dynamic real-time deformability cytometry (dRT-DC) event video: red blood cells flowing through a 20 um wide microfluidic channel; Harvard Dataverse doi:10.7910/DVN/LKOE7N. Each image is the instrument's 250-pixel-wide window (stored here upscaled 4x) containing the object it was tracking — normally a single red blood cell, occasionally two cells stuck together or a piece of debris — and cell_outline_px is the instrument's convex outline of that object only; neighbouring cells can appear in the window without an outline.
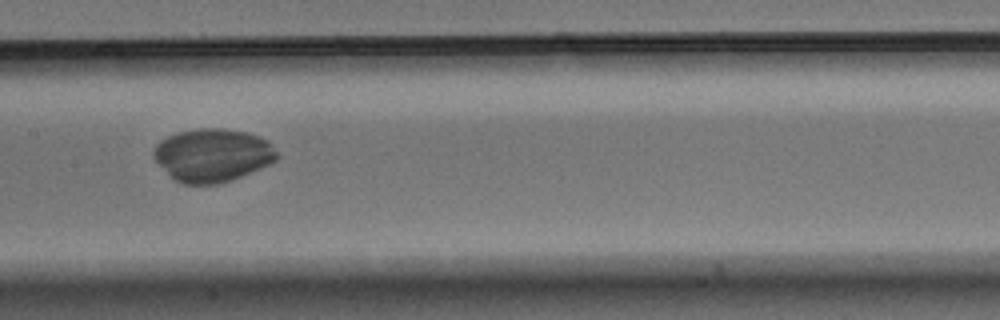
{"species": "Egyptian fruit bat (a non-hibernating species)", "species_latin": "Rousettus aegyptiacus", "temperature_condition": "warm", "stored_images_in_passage": 49, "camera_frame_rate_fps": 3000, "um_per_image_px": 0.085, "animal": {"sex": "male"}, "frame": {"image": 1, "passage_image": 22, "time_ms": 7.0, "image_size_px": [1000, 320], "cell_outline_px": [[280, 156], [276, 160], [260, 168], [232, 180], [220, 184], [180, 184], [152, 156], [152, 152], [156, 144], [160, 140], [176, 132], [200, 128], [224, 128], [244, 132], [260, 136], [268, 140]], "centroid_in_image_um": [18.08, 13.18], "position_along_channel_um": 189.3, "area_um2": 38.15}}
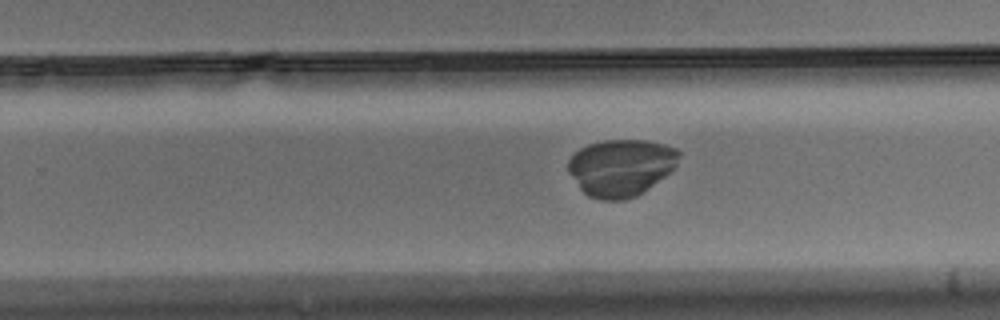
{"frame": {"image": 2, "passage_image": 29, "time_ms": 9.333, "image_size_px": [1000, 320], "cell_outline_px": [[680, 156], [676, 168], [648, 188], [636, 196], [624, 200], [600, 200], [588, 196], [580, 188], [568, 172], [568, 160], [580, 148], [588, 144], [604, 140], [648, 140], [664, 144], [676, 148], [680, 152]], "centroid_in_image_um": [52.8, 14.23], "position_along_channel_um": 277.0, "area_um2": 36.93}}
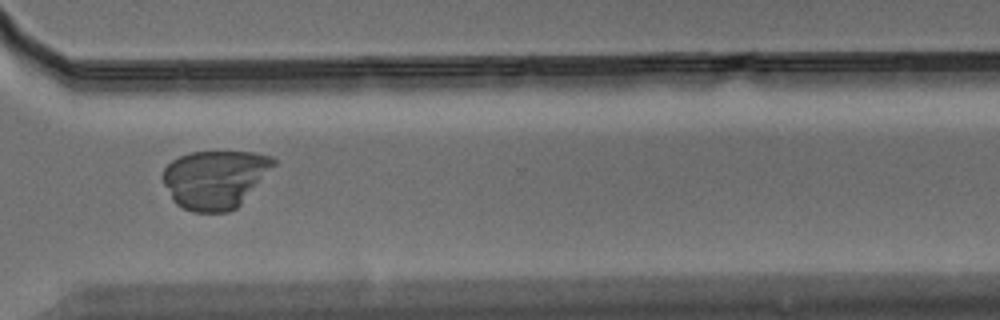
{"frame": {"image": 3, "passage_image": 35, "time_ms": 11.333, "image_size_px": [1000, 320], "cell_outline_px": [[276, 164], [240, 204], [236, 208], [228, 212], [192, 212], [176, 204], [172, 200], [160, 176], [164, 168], [172, 160], [180, 156], [192, 152], [252, 152], [272, 156], [276, 160]], "centroid_in_image_um": [18.25, 15.23], "position_along_channel_um": 352.3, "area_um2": 37.63}}